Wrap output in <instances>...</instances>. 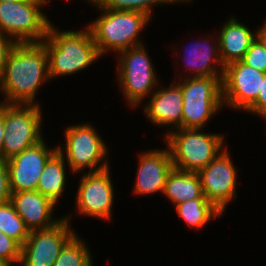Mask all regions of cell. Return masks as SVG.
<instances>
[{"mask_svg":"<svg viewBox=\"0 0 266 266\" xmlns=\"http://www.w3.org/2000/svg\"><path fill=\"white\" fill-rule=\"evenodd\" d=\"M65 158L58 151L47 161L40 176L37 191L59 203L67 185V167ZM67 166V167H66Z\"/></svg>","mask_w":266,"mask_h":266,"instance_id":"cell-21","label":"cell"},{"mask_svg":"<svg viewBox=\"0 0 266 266\" xmlns=\"http://www.w3.org/2000/svg\"><path fill=\"white\" fill-rule=\"evenodd\" d=\"M264 74L242 61L227 64L222 78L224 107L246 112L257 100Z\"/></svg>","mask_w":266,"mask_h":266,"instance_id":"cell-13","label":"cell"},{"mask_svg":"<svg viewBox=\"0 0 266 266\" xmlns=\"http://www.w3.org/2000/svg\"><path fill=\"white\" fill-rule=\"evenodd\" d=\"M10 197L7 162L4 159H0V204L9 202Z\"/></svg>","mask_w":266,"mask_h":266,"instance_id":"cell-29","label":"cell"},{"mask_svg":"<svg viewBox=\"0 0 266 266\" xmlns=\"http://www.w3.org/2000/svg\"><path fill=\"white\" fill-rule=\"evenodd\" d=\"M100 8L108 10H132L147 14L151 19L155 6L184 3L188 5L193 0H93Z\"/></svg>","mask_w":266,"mask_h":266,"instance_id":"cell-24","label":"cell"},{"mask_svg":"<svg viewBox=\"0 0 266 266\" xmlns=\"http://www.w3.org/2000/svg\"><path fill=\"white\" fill-rule=\"evenodd\" d=\"M179 75H175L176 78L171 80L170 86L157 87L148 102L144 104L145 106H140L152 125L168 127L163 136L169 133V130L182 128L183 93Z\"/></svg>","mask_w":266,"mask_h":266,"instance_id":"cell-15","label":"cell"},{"mask_svg":"<svg viewBox=\"0 0 266 266\" xmlns=\"http://www.w3.org/2000/svg\"><path fill=\"white\" fill-rule=\"evenodd\" d=\"M97 131L89 122L68 125L64 129L65 149L61 144L57 148L72 174L99 172L110 167L108 145Z\"/></svg>","mask_w":266,"mask_h":266,"instance_id":"cell-5","label":"cell"},{"mask_svg":"<svg viewBox=\"0 0 266 266\" xmlns=\"http://www.w3.org/2000/svg\"><path fill=\"white\" fill-rule=\"evenodd\" d=\"M41 105L3 104L2 159L8 160L43 138Z\"/></svg>","mask_w":266,"mask_h":266,"instance_id":"cell-8","label":"cell"},{"mask_svg":"<svg viewBox=\"0 0 266 266\" xmlns=\"http://www.w3.org/2000/svg\"><path fill=\"white\" fill-rule=\"evenodd\" d=\"M110 168L99 172L82 173L74 205L81 217L112 221L115 188Z\"/></svg>","mask_w":266,"mask_h":266,"instance_id":"cell-10","label":"cell"},{"mask_svg":"<svg viewBox=\"0 0 266 266\" xmlns=\"http://www.w3.org/2000/svg\"><path fill=\"white\" fill-rule=\"evenodd\" d=\"M241 61L258 71L266 73V52L257 38L252 42Z\"/></svg>","mask_w":266,"mask_h":266,"instance_id":"cell-27","label":"cell"},{"mask_svg":"<svg viewBox=\"0 0 266 266\" xmlns=\"http://www.w3.org/2000/svg\"><path fill=\"white\" fill-rule=\"evenodd\" d=\"M0 266H7V265L0 260Z\"/></svg>","mask_w":266,"mask_h":266,"instance_id":"cell-35","label":"cell"},{"mask_svg":"<svg viewBox=\"0 0 266 266\" xmlns=\"http://www.w3.org/2000/svg\"><path fill=\"white\" fill-rule=\"evenodd\" d=\"M204 132L203 129L178 128L163 137L171 153L173 168L198 172L227 147L224 134Z\"/></svg>","mask_w":266,"mask_h":266,"instance_id":"cell-4","label":"cell"},{"mask_svg":"<svg viewBox=\"0 0 266 266\" xmlns=\"http://www.w3.org/2000/svg\"><path fill=\"white\" fill-rule=\"evenodd\" d=\"M146 46L140 45L119 52L117 61V82L127 105L137 108L151 96L159 85Z\"/></svg>","mask_w":266,"mask_h":266,"instance_id":"cell-6","label":"cell"},{"mask_svg":"<svg viewBox=\"0 0 266 266\" xmlns=\"http://www.w3.org/2000/svg\"><path fill=\"white\" fill-rule=\"evenodd\" d=\"M58 151L44 138L35 145L6 160L11 192L34 191L47 161Z\"/></svg>","mask_w":266,"mask_h":266,"instance_id":"cell-14","label":"cell"},{"mask_svg":"<svg viewBox=\"0 0 266 266\" xmlns=\"http://www.w3.org/2000/svg\"><path fill=\"white\" fill-rule=\"evenodd\" d=\"M174 208L177 215L191 230H200L207 223H211V220L223 216V213L210 203L204 195L198 199L178 203Z\"/></svg>","mask_w":266,"mask_h":266,"instance_id":"cell-22","label":"cell"},{"mask_svg":"<svg viewBox=\"0 0 266 266\" xmlns=\"http://www.w3.org/2000/svg\"><path fill=\"white\" fill-rule=\"evenodd\" d=\"M229 154L226 147L206 167L197 172L203 195L223 214L228 205L238 198V168Z\"/></svg>","mask_w":266,"mask_h":266,"instance_id":"cell-11","label":"cell"},{"mask_svg":"<svg viewBox=\"0 0 266 266\" xmlns=\"http://www.w3.org/2000/svg\"><path fill=\"white\" fill-rule=\"evenodd\" d=\"M86 2L100 12V16L87 24L101 57L143 45L140 34L152 19L145 13L132 10L100 8L93 0Z\"/></svg>","mask_w":266,"mask_h":266,"instance_id":"cell-3","label":"cell"},{"mask_svg":"<svg viewBox=\"0 0 266 266\" xmlns=\"http://www.w3.org/2000/svg\"><path fill=\"white\" fill-rule=\"evenodd\" d=\"M265 23L257 28L256 38L261 42L265 52H266V21Z\"/></svg>","mask_w":266,"mask_h":266,"instance_id":"cell-32","label":"cell"},{"mask_svg":"<svg viewBox=\"0 0 266 266\" xmlns=\"http://www.w3.org/2000/svg\"><path fill=\"white\" fill-rule=\"evenodd\" d=\"M51 81L48 55L42 43H16L10 50L0 76L3 104L40 105L39 88Z\"/></svg>","mask_w":266,"mask_h":266,"instance_id":"cell-1","label":"cell"},{"mask_svg":"<svg viewBox=\"0 0 266 266\" xmlns=\"http://www.w3.org/2000/svg\"><path fill=\"white\" fill-rule=\"evenodd\" d=\"M16 43L0 30V76L3 73L7 56Z\"/></svg>","mask_w":266,"mask_h":266,"instance_id":"cell-30","label":"cell"},{"mask_svg":"<svg viewBox=\"0 0 266 266\" xmlns=\"http://www.w3.org/2000/svg\"><path fill=\"white\" fill-rule=\"evenodd\" d=\"M19 2V1H25V0H0V2Z\"/></svg>","mask_w":266,"mask_h":266,"instance_id":"cell-34","label":"cell"},{"mask_svg":"<svg viewBox=\"0 0 266 266\" xmlns=\"http://www.w3.org/2000/svg\"><path fill=\"white\" fill-rule=\"evenodd\" d=\"M37 0L0 2V30L15 43H41L51 20Z\"/></svg>","mask_w":266,"mask_h":266,"instance_id":"cell-9","label":"cell"},{"mask_svg":"<svg viewBox=\"0 0 266 266\" xmlns=\"http://www.w3.org/2000/svg\"><path fill=\"white\" fill-rule=\"evenodd\" d=\"M91 254L89 245L75 232L62 246L53 266H93Z\"/></svg>","mask_w":266,"mask_h":266,"instance_id":"cell-23","label":"cell"},{"mask_svg":"<svg viewBox=\"0 0 266 266\" xmlns=\"http://www.w3.org/2000/svg\"><path fill=\"white\" fill-rule=\"evenodd\" d=\"M0 232L16 240L21 246L27 240L30 231L9 201L0 204Z\"/></svg>","mask_w":266,"mask_h":266,"instance_id":"cell-25","label":"cell"},{"mask_svg":"<svg viewBox=\"0 0 266 266\" xmlns=\"http://www.w3.org/2000/svg\"><path fill=\"white\" fill-rule=\"evenodd\" d=\"M75 232L70 213L52 227L30 231L21 246L19 266H53L62 246Z\"/></svg>","mask_w":266,"mask_h":266,"instance_id":"cell-12","label":"cell"},{"mask_svg":"<svg viewBox=\"0 0 266 266\" xmlns=\"http://www.w3.org/2000/svg\"><path fill=\"white\" fill-rule=\"evenodd\" d=\"M37 1L45 7V6H48L47 4H48L49 1H51V0H37ZM67 1H69V0H67Z\"/></svg>","mask_w":266,"mask_h":266,"instance_id":"cell-33","label":"cell"},{"mask_svg":"<svg viewBox=\"0 0 266 266\" xmlns=\"http://www.w3.org/2000/svg\"><path fill=\"white\" fill-rule=\"evenodd\" d=\"M163 195L174 206L200 198L203 192L198 173L173 168L167 175Z\"/></svg>","mask_w":266,"mask_h":266,"instance_id":"cell-20","label":"cell"},{"mask_svg":"<svg viewBox=\"0 0 266 266\" xmlns=\"http://www.w3.org/2000/svg\"><path fill=\"white\" fill-rule=\"evenodd\" d=\"M5 137V128L3 124V103L0 104V159H2L3 140Z\"/></svg>","mask_w":266,"mask_h":266,"instance_id":"cell-31","label":"cell"},{"mask_svg":"<svg viewBox=\"0 0 266 266\" xmlns=\"http://www.w3.org/2000/svg\"><path fill=\"white\" fill-rule=\"evenodd\" d=\"M204 39H198L190 45H184L185 55L182 56L184 62L183 72L178 71L184 75L181 78H193L212 76L217 78H223L224 65L222 63L219 51V43L217 33L205 34ZM213 35V36H212ZM213 41L211 43V41ZM187 68V69H186ZM188 74V75H186Z\"/></svg>","mask_w":266,"mask_h":266,"instance_id":"cell-17","label":"cell"},{"mask_svg":"<svg viewBox=\"0 0 266 266\" xmlns=\"http://www.w3.org/2000/svg\"><path fill=\"white\" fill-rule=\"evenodd\" d=\"M21 259V245L0 232V260L7 266H17Z\"/></svg>","mask_w":266,"mask_h":266,"instance_id":"cell-26","label":"cell"},{"mask_svg":"<svg viewBox=\"0 0 266 266\" xmlns=\"http://www.w3.org/2000/svg\"><path fill=\"white\" fill-rule=\"evenodd\" d=\"M217 32L219 51L224 66L235 61H241L256 39L257 28L254 32L248 25L243 24L236 16H229L228 20Z\"/></svg>","mask_w":266,"mask_h":266,"instance_id":"cell-19","label":"cell"},{"mask_svg":"<svg viewBox=\"0 0 266 266\" xmlns=\"http://www.w3.org/2000/svg\"><path fill=\"white\" fill-rule=\"evenodd\" d=\"M10 202L29 231L52 227L62 219L55 217L56 204L37 190L11 192Z\"/></svg>","mask_w":266,"mask_h":266,"instance_id":"cell-18","label":"cell"},{"mask_svg":"<svg viewBox=\"0 0 266 266\" xmlns=\"http://www.w3.org/2000/svg\"><path fill=\"white\" fill-rule=\"evenodd\" d=\"M246 111V113L257 115L266 120V73L261 81L257 100Z\"/></svg>","mask_w":266,"mask_h":266,"instance_id":"cell-28","label":"cell"},{"mask_svg":"<svg viewBox=\"0 0 266 266\" xmlns=\"http://www.w3.org/2000/svg\"><path fill=\"white\" fill-rule=\"evenodd\" d=\"M181 90L182 128H206L208 126L206 124L224 108L222 78L212 76L181 78Z\"/></svg>","mask_w":266,"mask_h":266,"instance_id":"cell-7","label":"cell"},{"mask_svg":"<svg viewBox=\"0 0 266 266\" xmlns=\"http://www.w3.org/2000/svg\"><path fill=\"white\" fill-rule=\"evenodd\" d=\"M138 156L133 193L136 196L163 194L167 175L173 169L168 147L145 150Z\"/></svg>","mask_w":266,"mask_h":266,"instance_id":"cell-16","label":"cell"},{"mask_svg":"<svg viewBox=\"0 0 266 266\" xmlns=\"http://www.w3.org/2000/svg\"><path fill=\"white\" fill-rule=\"evenodd\" d=\"M53 24H50L47 36L41 42L48 55L50 80L85 71L102 58L87 26L77 31H62Z\"/></svg>","mask_w":266,"mask_h":266,"instance_id":"cell-2","label":"cell"}]
</instances>
